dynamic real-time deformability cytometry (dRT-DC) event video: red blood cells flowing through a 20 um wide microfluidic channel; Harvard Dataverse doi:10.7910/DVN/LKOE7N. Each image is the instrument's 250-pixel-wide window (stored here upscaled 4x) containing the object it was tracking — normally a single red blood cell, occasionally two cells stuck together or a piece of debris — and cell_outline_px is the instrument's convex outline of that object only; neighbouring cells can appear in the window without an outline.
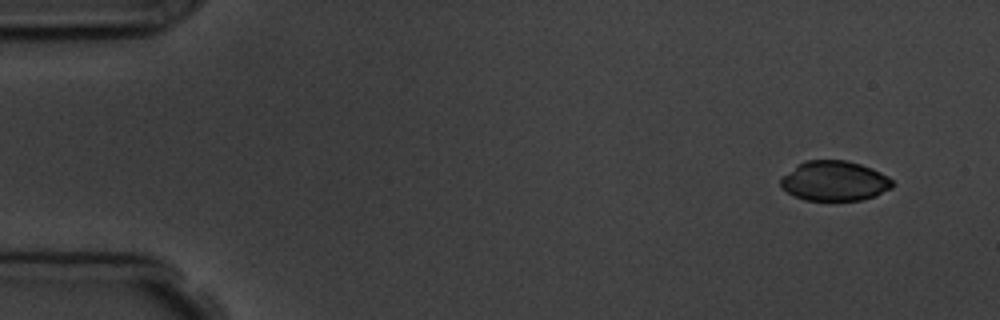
{"species": "common noctule bat (a hibernating species)", "species_latin": "Nyctalus noctula", "temperature_condition": "room temperature", "stored_images_in_passage": 6, "camera_frame_rate_fps": 3000, "um_per_image_px": 0.085, "animal": {"sex": "male", "body_mass_g": 19.5, "forearm_length_mm": 54.6}, "frame": {"image": 1, "passage_image": 1, "time_ms": 0.0, "image_size_px": [1000, 320], "cell_outline_px": [[892, 188], [876, 196], [860, 200], [804, 200], [788, 192], [780, 184], [780, 180], [796, 164], [804, 160], [848, 160], [872, 168], [888, 176], [892, 180]], "centroid_in_image_um": [70.95, 15.37], "position_along_channel_um": 14.1, "area_um2": 25.95}}